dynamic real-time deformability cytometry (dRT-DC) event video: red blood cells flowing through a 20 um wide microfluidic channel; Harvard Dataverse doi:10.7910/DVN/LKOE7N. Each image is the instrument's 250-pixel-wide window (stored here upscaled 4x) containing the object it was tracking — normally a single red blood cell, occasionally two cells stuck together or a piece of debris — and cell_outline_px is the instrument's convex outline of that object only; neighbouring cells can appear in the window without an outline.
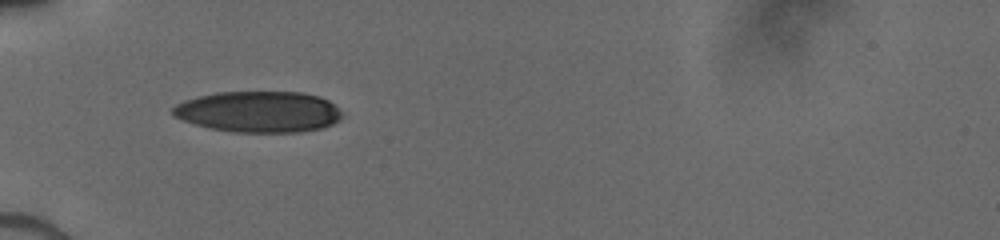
{"species": "human", "species_latin": "Homo sapiens", "temperature_condition": "cold", "stored_images_in_passage": 20, "camera_frame_rate_fps": 3000, "um_per_image_px": 0.085, "donor": {"sex": "male"}, "frame": {"image": 1, "passage_image": 1, "time_ms": 0.0, "image_size_px": [1000, 240], "cell_outline_px": [[344, 116], [340, 120], [332, 124], [320, 128], [296, 132], [232, 132], [212, 128], [196, 124], [172, 116], [172, 108], [176, 104], [184, 100], [216, 92], [304, 92], [320, 96], [328, 100]], "centroid_in_image_um": [21.99, 9.49], "position_along_channel_um": 63.0, "area_um2": 40.46}}
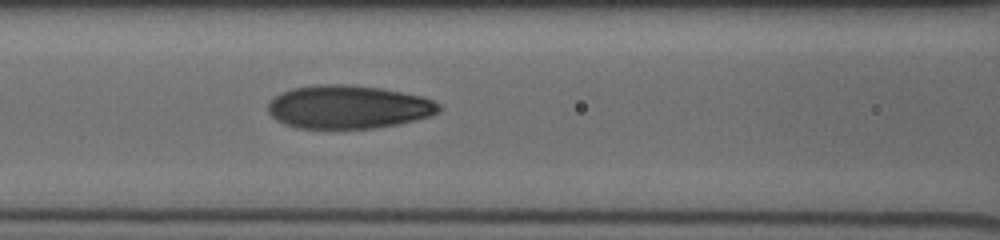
{"frame": {"image": 2, "passage_image": 10, "time_ms": 2.0, "image_size_px": [1000, 240], "cell_outline_px": [[440, 108], [432, 116], [396, 124], [376, 128], [296, 128], [284, 124], [276, 120], [268, 112], [268, 100], [280, 92], [292, 88], [316, 84], [348, 84], [380, 88], [420, 96], [432, 100], [440, 104]], "centroid_in_image_um": [29.54, 9.09], "position_along_channel_um": 137.1, "area_um2": 43.23}}
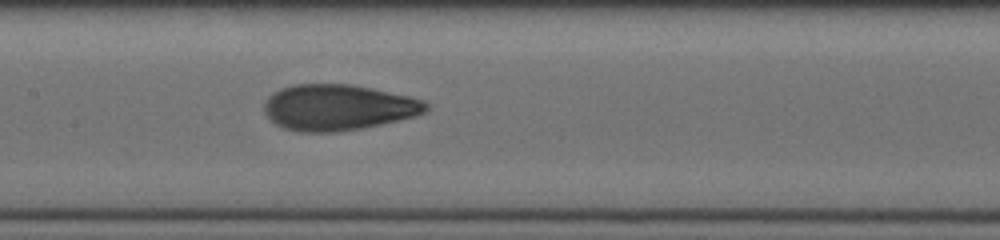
{"frame": {"image": 3, "passage_image": 17, "time_ms": 3.0, "image_size_px": [1000, 240], "cell_outline_px": [[428, 108], [424, 112], [416, 116], [380, 124], [360, 128], [332, 132], [300, 132], [284, 128], [276, 124], [264, 112], [264, 104], [268, 96], [280, 88], [292, 84], [352, 84], [372, 88], [408, 96], [424, 100], [428, 104]], "centroid_in_image_um": [28.72, 9.12], "position_along_channel_um": 178.7, "area_um2": 43.18}}